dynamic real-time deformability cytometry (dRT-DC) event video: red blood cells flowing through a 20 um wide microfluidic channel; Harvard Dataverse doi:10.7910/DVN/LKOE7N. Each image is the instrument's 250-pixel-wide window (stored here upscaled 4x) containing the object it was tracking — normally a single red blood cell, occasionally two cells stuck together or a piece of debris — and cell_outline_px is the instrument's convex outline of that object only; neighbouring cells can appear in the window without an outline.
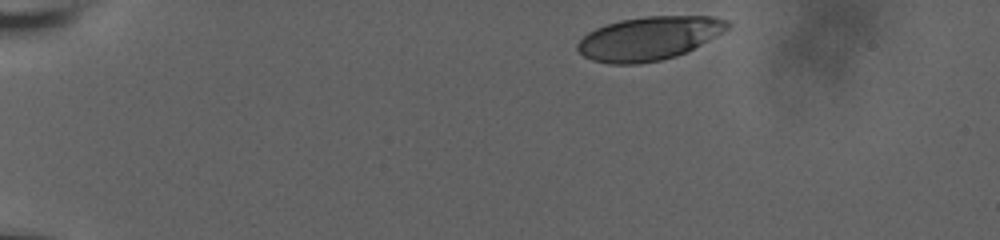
{"species": "human", "species_latin": "Homo sapiens", "temperature_condition": "room temperature", "stored_images_in_passage": 9, "camera_frame_rate_fps": 3000, "um_per_image_px": 0.085, "donor": {"sex": "male"}, "frame": {"image": 1, "passage_image": 1, "time_ms": 0.0, "image_size_px": [1000, 240], "cell_outline_px": [[732, 24], [724, 32], [676, 56], [660, 60], [636, 64], [608, 64], [592, 60], [584, 56], [576, 48], [576, 44], [588, 32], [596, 28], [620, 20], [644, 16], [712, 16], [728, 20]], "centroid_in_image_um": [55.16, 3.25], "position_along_channel_um": 29.8, "area_um2": 37.92}}
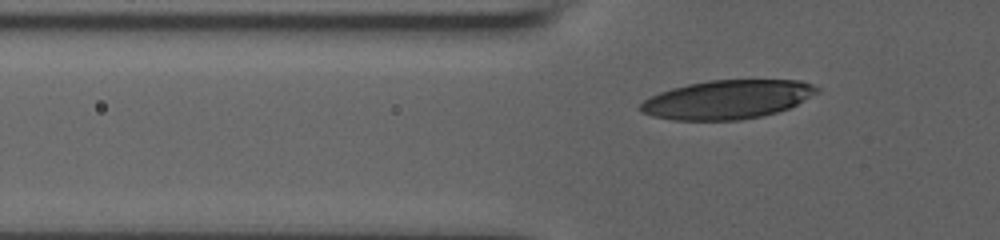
{"frame": {"image": 2, "passage_image": 7, "time_ms": 3.333, "image_size_px": [1000, 240], "cell_outline_px": [[820, 92], [788, 108], [776, 112], [760, 116], [740, 120], [672, 120], [652, 116], [640, 112], [636, 108], [644, 100], [660, 92], [672, 88], [688, 84], [708, 80], [800, 80], [812, 84], [820, 88]], "centroid_in_image_um": [61.8, 8.46], "position_along_channel_um": 64.0, "area_um2": 40.0}}